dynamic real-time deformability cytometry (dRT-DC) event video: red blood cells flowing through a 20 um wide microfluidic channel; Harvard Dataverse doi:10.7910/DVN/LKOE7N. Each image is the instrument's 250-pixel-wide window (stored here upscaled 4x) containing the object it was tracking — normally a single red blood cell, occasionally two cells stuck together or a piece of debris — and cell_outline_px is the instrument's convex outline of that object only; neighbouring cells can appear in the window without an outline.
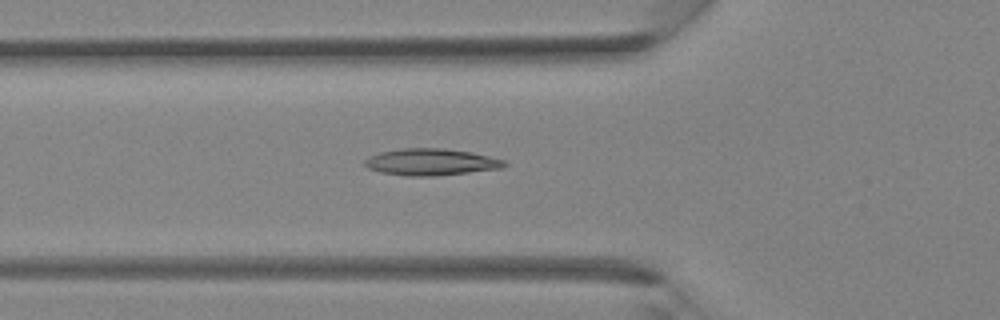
{"species": "Egyptian fruit bat (a non-hibernating species)", "species_latin": "Rousettus aegyptiacus", "temperature_condition": "room temperature", "stored_images_in_passage": 20, "camera_frame_rate_fps": 3000, "um_per_image_px": 0.085, "animal": {"sex": "female"}, "frame": {"image": 1, "passage_image": 12, "time_ms": 3.667, "image_size_px": [1000, 320], "cell_outline_px": [[508, 164], [504, 168], [436, 176], [404, 176], [380, 172], [368, 168], [364, 164], [364, 160], [380, 152], [400, 148], [444, 148], [472, 152], [504, 160]], "centroid_in_image_um": [36.65, 13.77], "position_along_channel_um": 89.2, "area_um2": 21.85}}
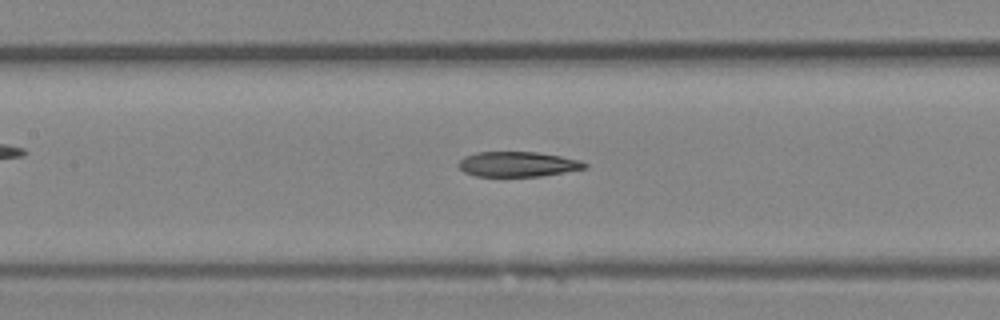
{"frame": {"image": 2, "passage_image": 16, "time_ms": 5.0, "image_size_px": [1000, 320], "cell_outline_px": [[588, 168], [540, 176], [476, 176], [464, 172], [456, 164], [464, 156], [476, 152], [536, 152], [560, 156], [580, 160], [588, 164]], "centroid_in_image_um": [43.99, 13.95], "position_along_channel_um": 163.4, "area_um2": 18.44}}
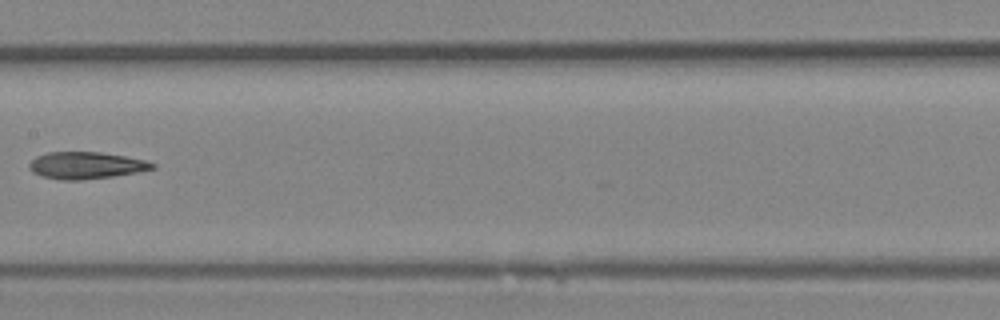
{"frame": {"image": 3, "passage_image": 18, "time_ms": 5.667, "image_size_px": [1000, 320], "cell_outline_px": [[156, 168], [136, 172], [112, 176], [80, 180], [60, 180], [44, 176], [32, 172], [28, 168], [28, 164], [36, 156], [48, 152], [100, 152], [124, 156], [144, 160], [156, 164]], "centroid_in_image_um": [7.28, 14.05], "position_along_channel_um": 200.1, "area_um2": 19.19}}